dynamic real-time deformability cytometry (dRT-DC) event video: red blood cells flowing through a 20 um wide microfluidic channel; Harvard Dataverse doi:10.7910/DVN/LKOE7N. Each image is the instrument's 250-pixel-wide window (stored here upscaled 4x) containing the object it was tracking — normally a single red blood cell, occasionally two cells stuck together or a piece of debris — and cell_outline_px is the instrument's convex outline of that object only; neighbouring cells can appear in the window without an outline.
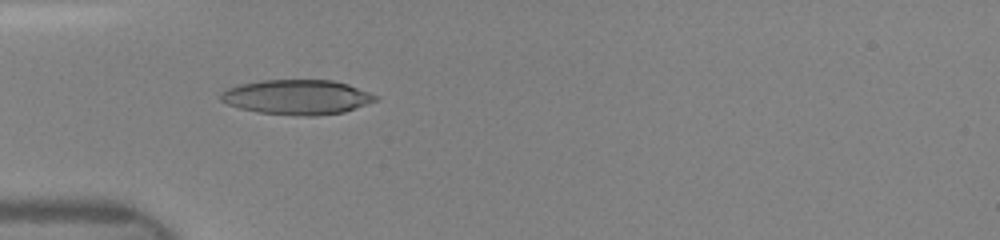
{"species": "human", "species_latin": "Homo sapiens", "temperature_condition": "room temperature", "stored_images_in_passage": 33, "camera_frame_rate_fps": 3000, "um_per_image_px": 0.085, "donor": {"sex": "female"}, "frame": {"image": 1, "passage_image": 1, "time_ms": 0.0, "image_size_px": [1000, 240], "cell_outline_px": [[380, 96], [376, 100], [344, 112], [316, 116], [296, 116], [260, 112], [240, 108], [228, 104], [220, 100], [220, 92], [236, 84], [260, 80], [332, 80], [348, 84]], "centroid_in_image_um": [25.23, 8.25], "position_along_channel_um": 59.8, "area_um2": 31.5}}
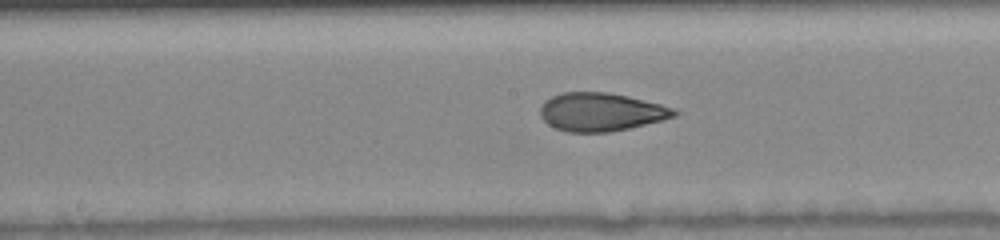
{"frame": {"image": 2, "passage_image": 10, "time_ms": 3.333, "image_size_px": [1000, 240], "cell_outline_px": [[680, 112], [676, 116], [612, 132], [568, 132], [556, 128], [548, 124], [540, 116], [540, 108], [552, 96], [560, 92], [608, 92], [628, 96], [676, 108]], "centroid_in_image_um": [51.1, 9.51], "position_along_channel_um": 197.1, "area_um2": 29.77}}
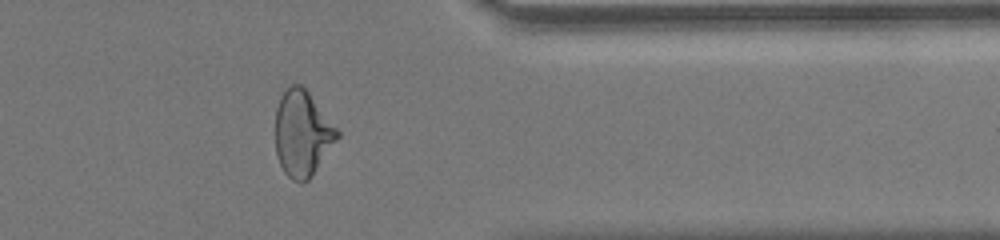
{"frame": {"image": 3, "passage_image": 25, "time_ms": 8.0, "image_size_px": [1000, 240], "cell_outline_px": [[340, 136], [312, 176], [308, 180], [300, 184], [292, 180], [284, 172], [280, 164], [276, 152], [276, 108], [280, 96], [284, 88], [292, 84], [300, 84], [308, 92], [340, 132]], "centroid_in_image_um": [25.69, 11.36], "position_along_channel_um": 385.7, "area_um2": 30.92}}